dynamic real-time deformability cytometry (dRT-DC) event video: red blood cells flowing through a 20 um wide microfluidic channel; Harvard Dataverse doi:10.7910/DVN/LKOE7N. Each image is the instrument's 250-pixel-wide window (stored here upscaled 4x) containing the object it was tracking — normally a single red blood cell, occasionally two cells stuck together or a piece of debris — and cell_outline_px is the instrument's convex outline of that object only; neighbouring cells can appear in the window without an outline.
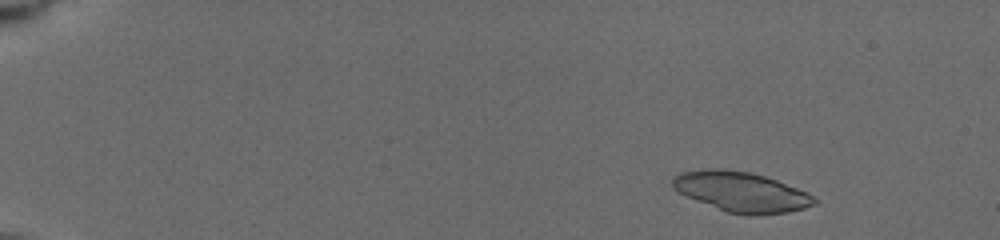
{"species": "common noctule bat (a hibernating species)", "species_latin": "Nyctalus noctula", "temperature_condition": "cold", "stored_images_in_passage": 31, "camera_frame_rate_fps": 3000, "um_per_image_px": 0.085, "animal": {"sex": "female", "body_mass_g": 19.5, "forearm_length_mm": 54.1}, "frame": {"image": 1, "passage_image": 2, "time_ms": 0.667, "image_size_px": [1000, 240], "cell_outline_px": [[820, 200], [816, 204], [804, 208], [788, 212], [756, 216], [728, 212], [696, 200], [672, 188], [672, 176], [680, 172], [748, 172], [764, 176], [776, 180], [808, 192]], "centroid_in_image_um": [63.12, 16.37], "position_along_channel_um": 21.9, "area_um2": 31.91}}
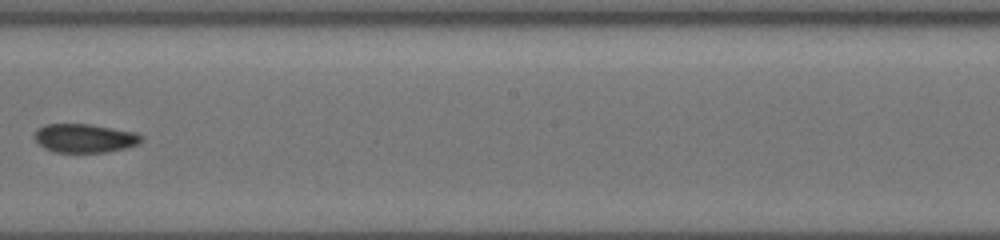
{"frame": {"image": 2, "passage_image": 20, "time_ms": 9.667, "image_size_px": [1000, 240], "cell_outline_px": [[144, 140], [140, 144], [128, 148], [104, 152], [56, 152], [44, 148], [36, 140], [36, 128], [44, 124], [88, 124], [136, 132], [144, 136]], "centroid_in_image_um": [7.26, 11.74], "position_along_channel_um": 240.9, "area_um2": 17.98}}
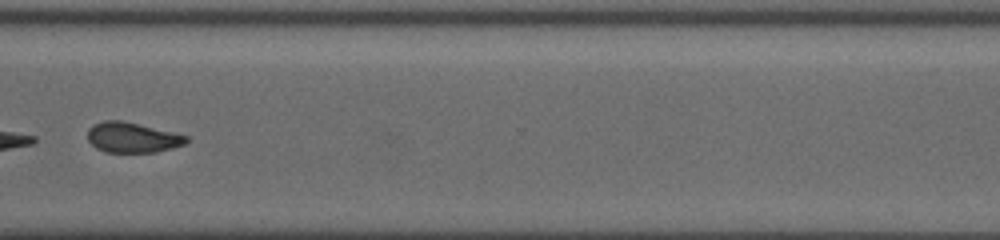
{"frame": {"image": 3, "passage_image": 26, "time_ms": 12.667, "image_size_px": [1000, 240], "cell_outline_px": [[188, 140], [184, 144], [172, 148], [156, 152], [104, 152], [96, 148], [88, 140], [88, 128], [92, 124], [104, 120], [120, 120], [188, 136]], "centroid_in_image_um": [11.2, 11.69], "position_along_channel_um": 359.4, "area_um2": 17.22}, "authors_computed_cell_mechanics": {"area_um2": 18.5538, "velocity_mm_per_s": 3.9346, "shape_relaxation_time_tau1_ms": null, "shape_relaxation_time_tau2_ms": 7.7966, "deformation_change_tau1": null, "deformation_change_tau2": 0.149}}